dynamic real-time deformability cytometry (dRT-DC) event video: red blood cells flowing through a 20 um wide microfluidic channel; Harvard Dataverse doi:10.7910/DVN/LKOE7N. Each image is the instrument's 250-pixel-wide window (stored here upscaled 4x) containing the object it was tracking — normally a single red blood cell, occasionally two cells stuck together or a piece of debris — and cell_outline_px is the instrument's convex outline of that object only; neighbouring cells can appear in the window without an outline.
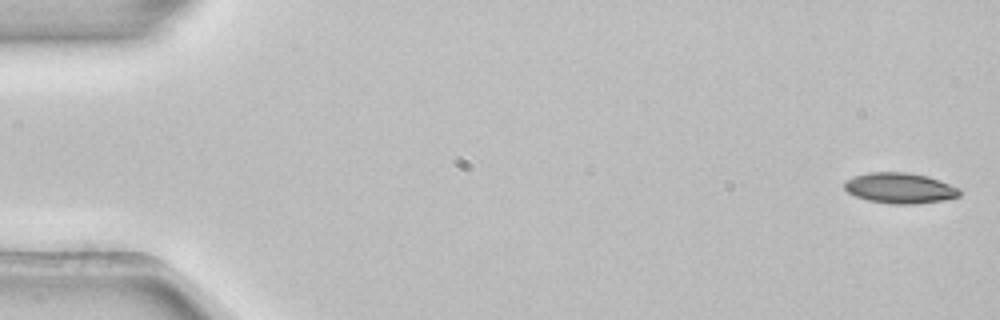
{"species": "common noctule bat (a hibernating species)", "species_latin": "Nyctalus noctula", "temperature_condition": "room temperature", "stored_images_in_passage": 3, "camera_frame_rate_fps": 3000, "um_per_image_px": 0.085, "animal": {"sex": "female", "body_mass_g": 22.7, "forearm_length_mm": 54.2}, "frame": {"image": 1, "passage_image": 1, "time_ms": 0.0, "image_size_px": [1000, 320], "cell_outline_px": [[960, 196], [944, 200], [912, 204], [892, 204], [868, 200], [856, 196], [848, 192], [844, 188], [844, 180], [852, 176], [868, 172], [904, 172], [928, 176], [940, 180], [960, 188]], "centroid_in_image_um": [76.48, 15.98], "position_along_channel_um": 8.5, "area_um2": 20.63}}